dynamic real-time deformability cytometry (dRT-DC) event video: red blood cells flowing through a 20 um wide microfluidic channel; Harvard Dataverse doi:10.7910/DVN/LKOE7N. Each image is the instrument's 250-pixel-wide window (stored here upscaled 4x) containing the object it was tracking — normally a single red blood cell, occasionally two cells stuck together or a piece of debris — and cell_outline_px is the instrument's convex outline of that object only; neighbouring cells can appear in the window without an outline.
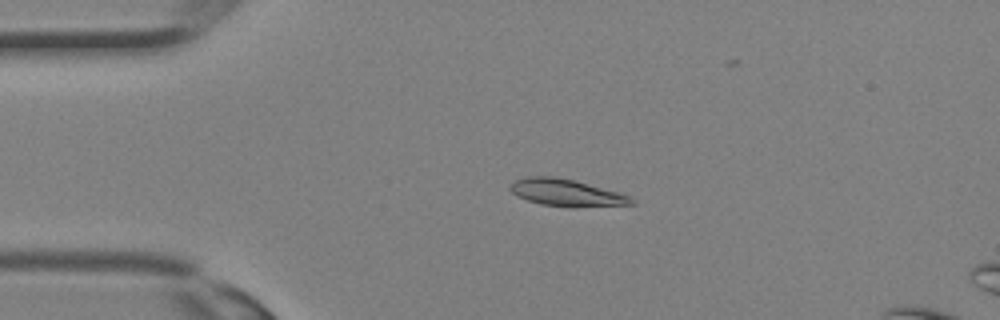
{"species": "Egyptian fruit bat (a non-hibernating species)", "species_latin": "Rousettus aegyptiacus", "temperature_condition": "room temperature", "stored_images_in_passage": 33, "segment_of_instrument_passage": [1, 2], "camera_frame_rate_fps": 3000, "um_per_image_px": 0.085, "animal": {"sex": "female"}, "frame": {"image": 1, "passage_image": 7, "time_ms": 2.0, "image_size_px": [1000, 320], "cell_outline_px": [[636, 204], [576, 208], [540, 204], [516, 196], [508, 188], [516, 180], [528, 176], [552, 176], [576, 180], [620, 192], [636, 200]], "centroid_in_image_um": [48.2, 16.39], "position_along_channel_um": 36.8, "area_um2": 19.42}}
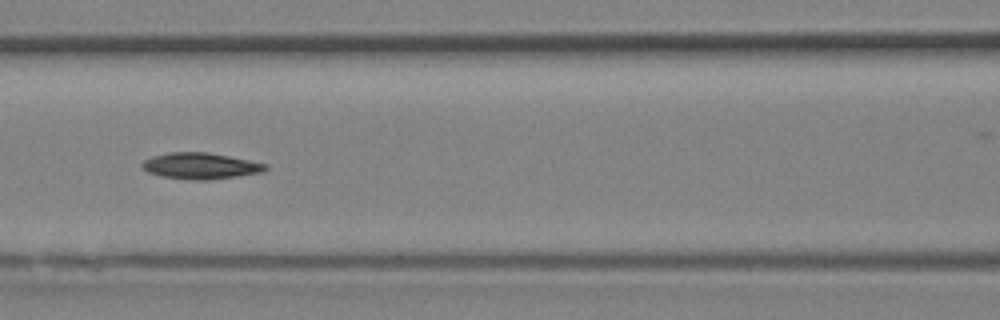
{"frame": {"image": 2, "passage_image": 14, "time_ms": 4.333, "image_size_px": [1000, 320], "cell_outline_px": [[268, 168], [264, 172], [208, 180], [196, 180], [160, 176], [148, 172], [140, 164], [144, 160], [152, 156], [168, 152], [208, 152], [268, 164]], "centroid_in_image_um": [17.04, 14.1], "position_along_channel_um": 149.6, "area_um2": 18.79}}
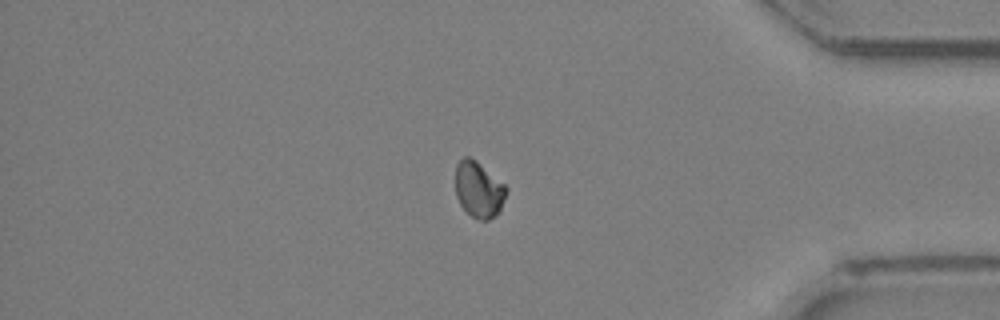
{"frame": {"image": 3, "passage_image": 27, "time_ms": 8.667, "image_size_px": [1000, 320], "cell_outline_px": [[508, 192], [496, 216], [488, 220], [476, 220], [460, 204], [456, 196], [456, 164], [464, 156], [468, 156], [476, 160], [504, 184], [508, 188]], "centroid_in_image_um": [40.7, 16.11], "position_along_channel_um": 394.5, "area_um2": 16.59}}